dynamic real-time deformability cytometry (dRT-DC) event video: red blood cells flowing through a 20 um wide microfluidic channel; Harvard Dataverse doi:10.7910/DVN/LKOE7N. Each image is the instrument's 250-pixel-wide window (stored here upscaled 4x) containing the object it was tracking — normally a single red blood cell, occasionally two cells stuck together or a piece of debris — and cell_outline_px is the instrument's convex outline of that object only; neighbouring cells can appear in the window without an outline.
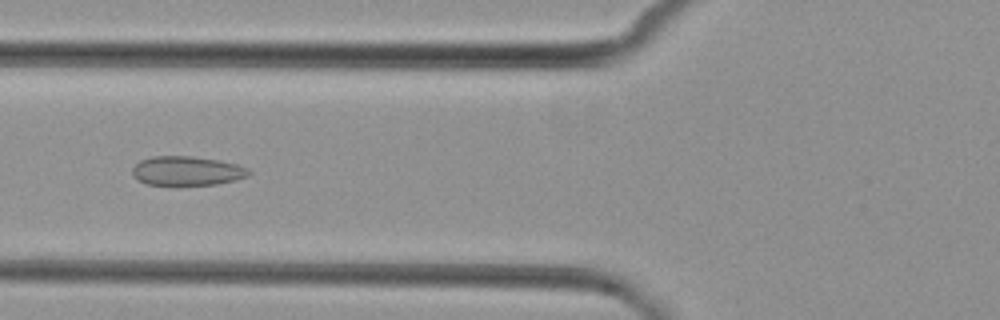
{"species": "common noctule bat (a hibernating species)", "species_latin": "Nyctalus noctula", "temperature_condition": "cold", "stored_images_in_passage": 5, "camera_frame_rate_fps": 3000, "um_per_image_px": 0.085, "animal": {"sex": "female", "body_mass_g": 29.2, "forearm_length_mm": 56.3}, "frame": {"image": 1, "passage_image": 5, "time_ms": 4.667, "image_size_px": [1000, 320], "cell_outline_px": [[252, 172], [248, 176], [236, 180], [216, 184], [148, 184], [132, 176], [132, 168], [140, 160], [152, 156], [192, 156], [216, 160], [236, 164], [248, 168]], "centroid_in_image_um": [15.9, 14.51], "position_along_channel_um": 109.9, "area_um2": 19.59}}